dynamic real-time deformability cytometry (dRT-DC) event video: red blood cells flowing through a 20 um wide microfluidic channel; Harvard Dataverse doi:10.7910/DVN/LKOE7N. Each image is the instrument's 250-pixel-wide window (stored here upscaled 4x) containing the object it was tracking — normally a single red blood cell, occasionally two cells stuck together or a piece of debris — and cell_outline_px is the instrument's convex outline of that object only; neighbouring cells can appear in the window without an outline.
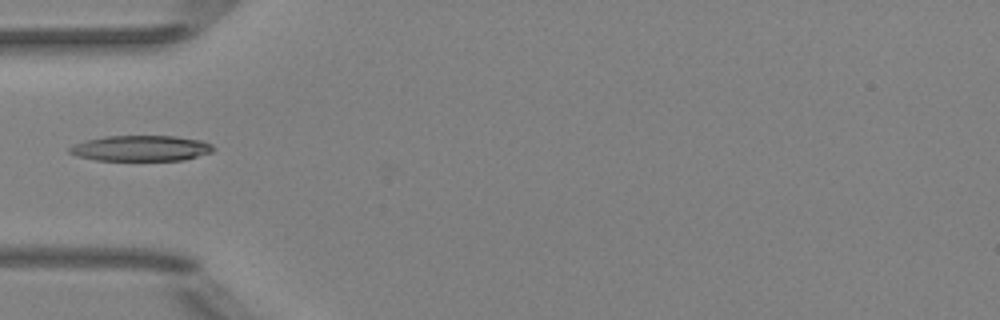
{"species": "Egyptian fruit bat (a non-hibernating species)", "species_latin": "Rousettus aegyptiacus", "temperature_condition": "room temperature", "stored_images_in_passage": 6, "camera_frame_rate_fps": 3000, "um_per_image_px": 0.085, "animal": {"sex": "female"}, "frame": {"image": 1, "passage_image": 6, "time_ms": 5.667, "image_size_px": [1000, 320], "cell_outline_px": [[216, 148], [212, 152], [184, 160], [96, 160], [76, 156], [68, 152], [68, 148], [76, 144], [88, 140], [104, 136], [176, 136], [200, 140], [212, 144]], "centroid_in_image_um": [12.0, 12.6], "position_along_channel_um": 73.0, "area_um2": 21.44}}